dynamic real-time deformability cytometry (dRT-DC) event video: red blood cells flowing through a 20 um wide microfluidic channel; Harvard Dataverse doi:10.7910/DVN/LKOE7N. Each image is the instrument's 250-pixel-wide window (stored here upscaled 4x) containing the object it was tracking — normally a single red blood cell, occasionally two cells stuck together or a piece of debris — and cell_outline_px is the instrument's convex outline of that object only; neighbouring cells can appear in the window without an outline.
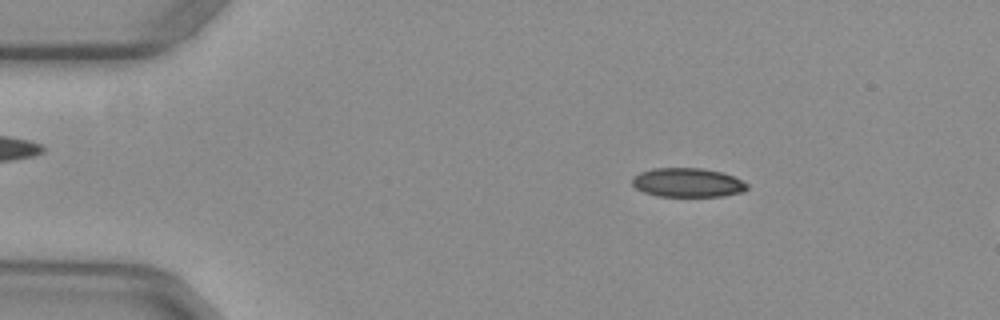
{"species": "common noctule bat (a hibernating species)", "species_latin": "Nyctalus noctula", "temperature_condition": "warm", "stored_images_in_passage": 14, "camera_frame_rate_fps": 3000, "um_per_image_px": 0.085, "animal": {"sex": "female", "body_mass_g": 29.2, "forearm_length_mm": 56.3}, "frame": {"image": 1, "passage_image": 8, "time_ms": 2.333, "image_size_px": [1000, 320], "cell_outline_px": [[748, 188], [744, 192], [724, 196], [656, 196], [644, 192], [636, 188], [632, 184], [632, 176], [640, 172], [652, 168], [704, 168], [720, 172], [732, 176], [748, 184]], "centroid_in_image_um": [58.43, 15.52], "position_along_channel_um": 26.6, "area_um2": 19.54}}